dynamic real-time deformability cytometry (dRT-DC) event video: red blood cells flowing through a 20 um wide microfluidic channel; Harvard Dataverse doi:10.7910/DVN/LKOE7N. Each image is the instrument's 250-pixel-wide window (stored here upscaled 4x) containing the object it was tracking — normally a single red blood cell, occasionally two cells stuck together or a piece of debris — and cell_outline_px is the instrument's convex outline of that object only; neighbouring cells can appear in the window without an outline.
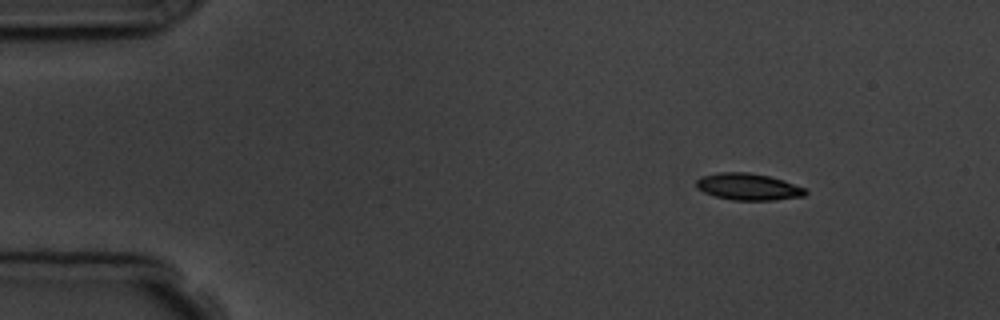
{"species": "common noctule bat (a hibernating species)", "species_latin": "Nyctalus noctula", "temperature_condition": "room temperature", "stored_images_in_passage": 5, "camera_frame_rate_fps": 3000, "um_per_image_px": 0.085, "animal": {"sex": "male", "body_mass_g": 19.5, "forearm_length_mm": 54.6}, "frame": {"image": 1, "passage_image": 1, "time_ms": 0.0, "image_size_px": [1000, 320], "cell_outline_px": [[808, 192], [804, 196], [772, 200], [732, 200], [716, 196], [704, 192], [696, 188], [696, 180], [700, 176], [720, 172], [748, 172], [768, 176], [784, 180], [808, 188]], "centroid_in_image_um": [63.62, 15.87], "position_along_channel_um": 21.4, "area_um2": 17.17}}
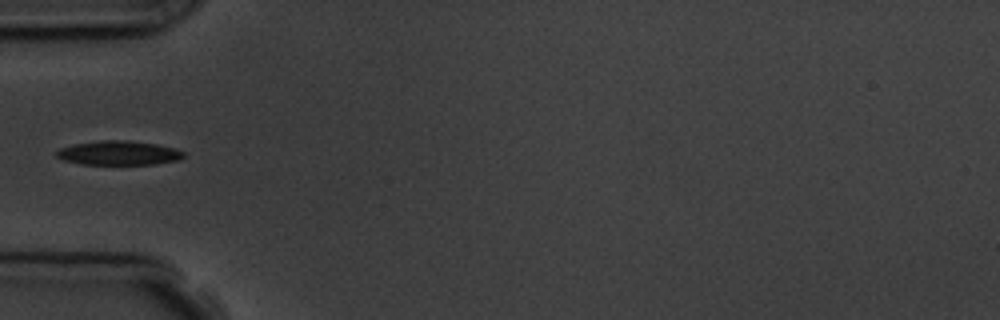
{"frame": {"image": 2, "passage_image": 4, "time_ms": 3.667, "image_size_px": [1000, 320], "cell_outline_px": [[184, 156], [180, 160], [156, 164], [80, 164], [64, 160], [56, 156], [56, 152], [60, 148], [76, 144], [104, 140], [116, 140], [156, 144], [172, 148], [184, 152]], "centroid_in_image_um": [10.09, 13.02], "position_along_channel_um": 74.9, "area_um2": 17.57}}